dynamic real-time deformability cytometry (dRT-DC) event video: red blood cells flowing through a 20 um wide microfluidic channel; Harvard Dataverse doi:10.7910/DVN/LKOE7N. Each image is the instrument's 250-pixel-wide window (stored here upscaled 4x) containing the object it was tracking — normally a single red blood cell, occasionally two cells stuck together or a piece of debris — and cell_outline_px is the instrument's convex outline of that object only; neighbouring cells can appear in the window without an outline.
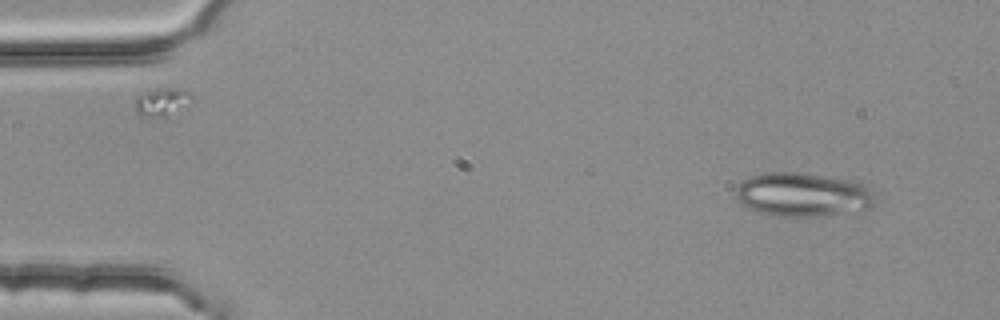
{"species": "common noctule bat (a hibernating species)", "species_latin": "Nyctalus noctula", "temperature_condition": "room temperature", "stored_images_in_passage": 50, "camera_frame_rate_fps": 3000, "um_per_image_px": 0.085, "animal": {"sex": "female", "body_mass_g": 25.1}, "frame": {"image": 1, "passage_image": 1, "time_ms": 0.0, "image_size_px": [1000, 320], "cell_outline_px": [[876, 204], [868, 208], [816, 216], [772, 216], [748, 208], [736, 200], [736, 188], [748, 176], [764, 172], [796, 172], [856, 180], [864, 184], [872, 192], [876, 200]], "centroid_in_image_um": [68.22, 16.52], "position_along_channel_um": 16.8, "area_um2": 35.66}}
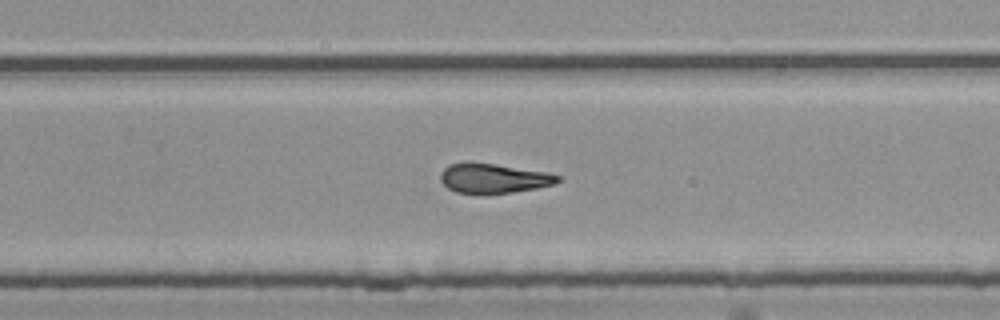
{"frame": {"image": 2, "passage_image": 31, "time_ms": 10.0, "image_size_px": [1000, 320], "cell_outline_px": [[560, 180], [556, 184], [536, 188], [512, 192], [456, 192], [448, 188], [440, 180], [440, 172], [448, 164], [464, 160], [468, 160], [496, 164], [544, 172], [560, 176]], "centroid_in_image_um": [41.89, 15.11], "position_along_channel_um": 287.9, "area_um2": 20.17}}
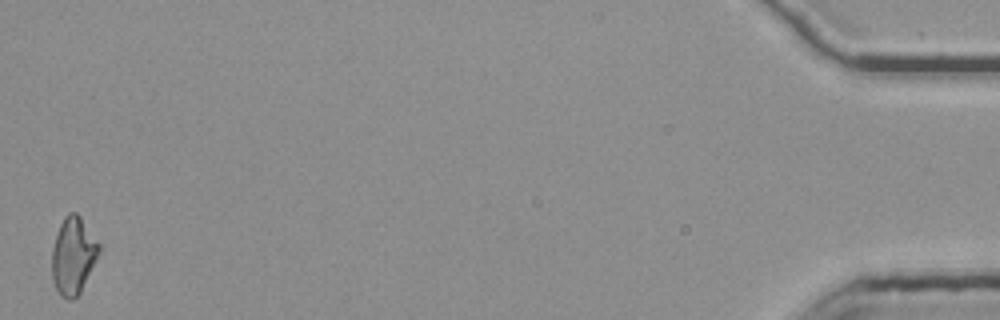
{"frame": {"image": 3, "passage_image": 50, "time_ms": 16.333, "image_size_px": [1000, 320], "cell_outline_px": [[100, 252], [80, 292], [72, 300], [68, 300], [56, 288], [52, 280], [52, 248], [60, 224], [64, 216], [68, 212], [76, 212], [80, 216], [100, 244]], "centroid_in_image_um": [6.22, 21.7], "position_along_channel_um": 429.0, "area_um2": 20.92}, "authors_computed_cell_mechanics": {"area_um2": 21.097, "velocity_mm_per_s": 3.7677, "shape_relaxation_time_tau1_ms": null, "shape_relaxation_time_tau2_ms": 4.7941, "deformation_change_tau1": null, "deformation_change_tau2": 0.1568}}